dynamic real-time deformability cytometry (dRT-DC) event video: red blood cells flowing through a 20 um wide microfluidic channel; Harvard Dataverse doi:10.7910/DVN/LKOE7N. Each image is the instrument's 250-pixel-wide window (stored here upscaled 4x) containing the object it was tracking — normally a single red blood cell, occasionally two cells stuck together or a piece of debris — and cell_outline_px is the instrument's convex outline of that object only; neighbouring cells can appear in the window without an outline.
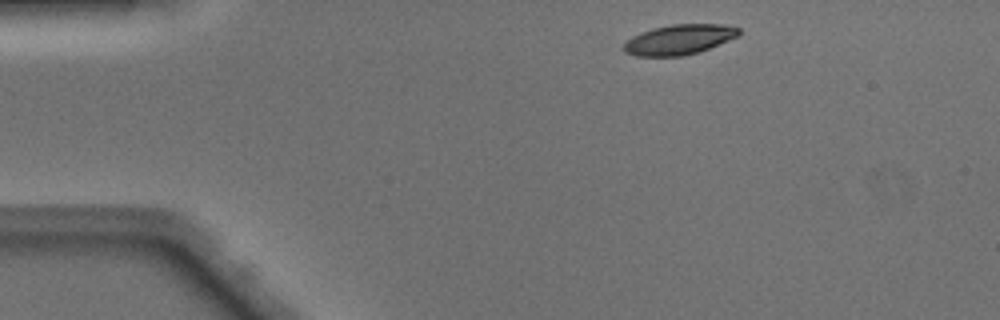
{"species": "Egyptian fruit bat (a non-hibernating species)", "species_latin": "Rousettus aegyptiacus", "temperature_condition": "warm", "stored_images_in_passage": 42, "camera_frame_rate_fps": 3000, "um_per_image_px": 0.085, "animal": {"sex": "male"}, "frame": {"image": 1, "passage_image": 1, "time_ms": 0.0, "image_size_px": [1000, 320], "cell_outline_px": [[740, 32], [736, 36], [728, 40], [708, 48], [696, 52], [680, 56], [636, 56], [624, 52], [624, 44], [632, 36], [640, 32], [652, 28], [672, 24], [724, 24], [740, 28]], "centroid_in_image_um": [57.69, 3.35], "position_along_channel_um": 27.3, "area_um2": 19.94}}
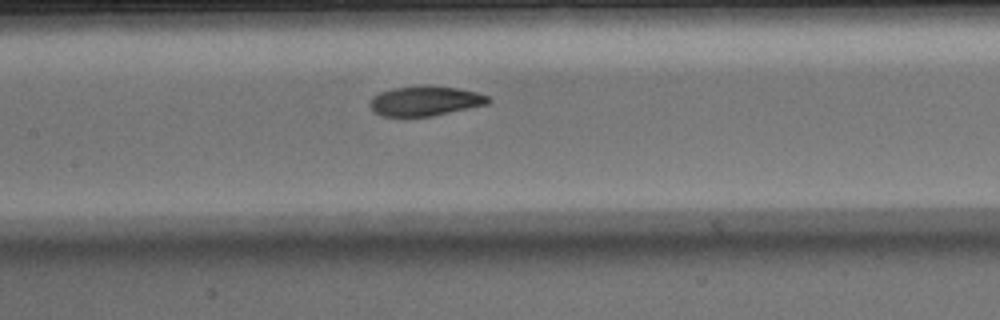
{"frame": {"image": 2, "passage_image": 16, "time_ms": 5.0, "image_size_px": [1000, 320], "cell_outline_px": [[492, 100], [488, 104], [432, 116], [380, 116], [368, 104], [372, 96], [380, 92], [392, 88], [424, 84], [456, 88], [476, 92], [488, 96]], "centroid_in_image_um": [36.12, 8.56], "position_along_channel_um": 171.3, "area_um2": 20.69}}
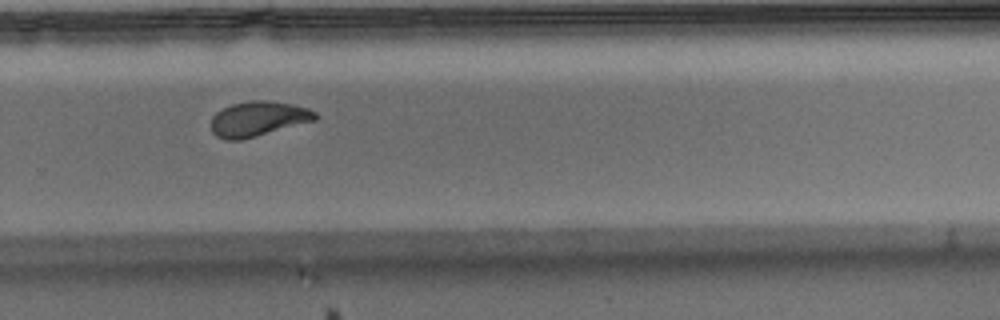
{"frame": {"image": 3, "passage_image": 26, "time_ms": 8.333, "image_size_px": [1000, 320], "cell_outline_px": [[320, 116], [316, 120], [256, 136], [240, 140], [224, 140], [216, 136], [212, 132], [212, 116], [216, 112], [232, 104], [252, 100], [268, 100], [292, 104], [308, 108], [316, 112]], "centroid_in_image_um": [21.96, 10.1], "position_along_channel_um": 307.8, "area_um2": 21.21}, "authors_computed_cell_mechanics": {"area_um2": 21.2704, "velocity_mm_per_s": 4.1192, "shape_relaxation_time_tau1_ms": 4.3361, "shape_relaxation_time_tau2_ms": 2.1287, "deformation_change_tau1": 0.2069, "deformation_change_tau2": 0.084}}